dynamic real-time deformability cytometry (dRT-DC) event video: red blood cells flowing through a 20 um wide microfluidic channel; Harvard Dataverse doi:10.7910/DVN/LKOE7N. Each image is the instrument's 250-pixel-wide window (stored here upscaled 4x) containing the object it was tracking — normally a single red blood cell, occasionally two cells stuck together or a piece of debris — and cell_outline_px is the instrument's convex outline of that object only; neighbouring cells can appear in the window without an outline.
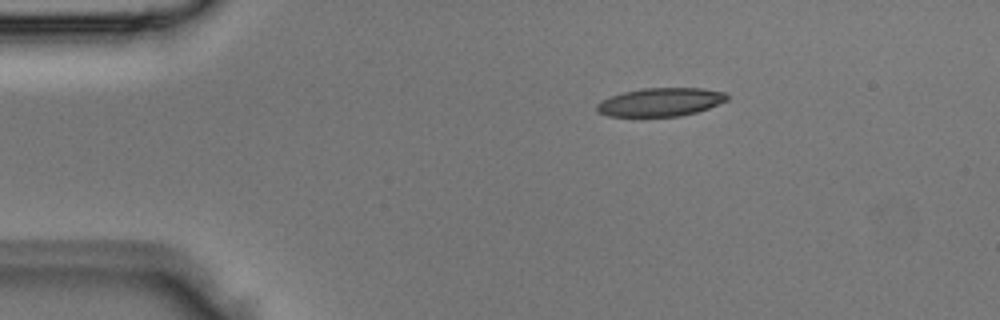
{"species": "Egyptian fruit bat (a non-hibernating species)", "species_latin": "Rousettus aegyptiacus", "temperature_condition": "room temperature", "stored_images_in_passage": 3, "camera_frame_rate_fps": 3000, "um_per_image_px": 0.085, "animal": {"sex": "male"}, "frame": {"image": 1, "passage_image": 1, "time_ms": 0.0, "image_size_px": [1000, 320], "cell_outline_px": [[728, 100], [708, 108], [696, 112], [680, 116], [608, 116], [600, 112], [596, 108], [596, 104], [612, 96], [624, 92], [644, 88], [704, 88], [724, 92], [728, 96]], "centroid_in_image_um": [56.18, 8.67], "position_along_channel_um": 28.8, "area_um2": 21.27}}
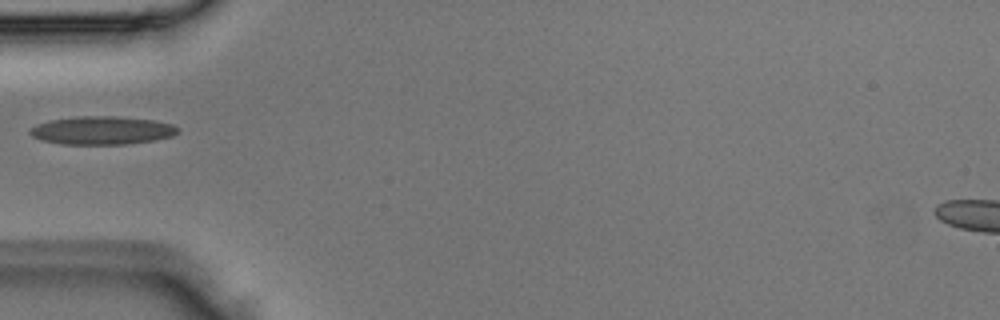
{"frame": {"image": 2, "passage_image": 3, "time_ms": 0.667, "image_size_px": [1000, 320], "cell_outline_px": [[180, 132], [172, 136], [156, 140], [128, 144], [60, 144], [40, 140], [32, 136], [28, 132], [36, 124], [52, 120], [76, 116], [116, 116], [156, 120], [172, 124], [180, 128]], "centroid_in_image_um": [8.71, 11.08], "position_along_channel_um": 76.3, "area_um2": 24.57}}